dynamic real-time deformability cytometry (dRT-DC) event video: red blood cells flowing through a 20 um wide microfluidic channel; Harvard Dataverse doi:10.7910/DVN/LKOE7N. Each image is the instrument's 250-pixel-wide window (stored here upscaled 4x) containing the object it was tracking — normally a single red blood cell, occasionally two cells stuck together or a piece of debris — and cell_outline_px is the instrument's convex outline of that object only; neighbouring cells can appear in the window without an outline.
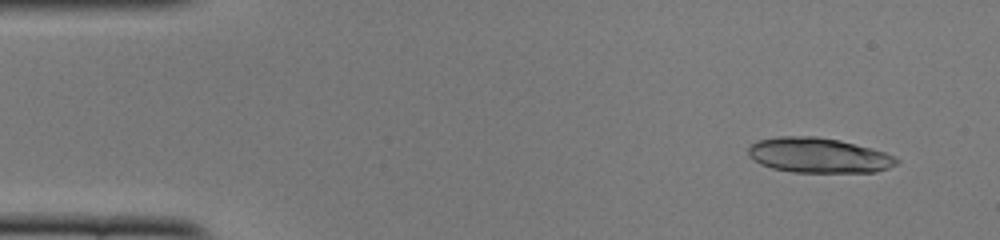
{"species": "common noctule bat (a hibernating species)", "species_latin": "Nyctalus noctula", "temperature_condition": "cold", "stored_images_in_passage": 49, "camera_frame_rate_fps": 3000, "um_per_image_px": 0.085, "animal": {"sex": "female", "body_mass_g": 22.0, "forearm_length_mm": 56.7}, "frame": {"image": 1, "passage_image": 3, "time_ms": 0.667, "image_size_px": [1000, 240], "cell_outline_px": [[900, 160], [896, 164], [888, 168], [876, 172], [792, 172], [772, 168], [760, 164], [752, 160], [748, 152], [748, 148], [756, 140], [776, 136], [816, 136], [840, 140], [884, 152]], "centroid_in_image_um": [69.53, 13.2], "position_along_channel_um": 15.5, "area_um2": 30.29}}
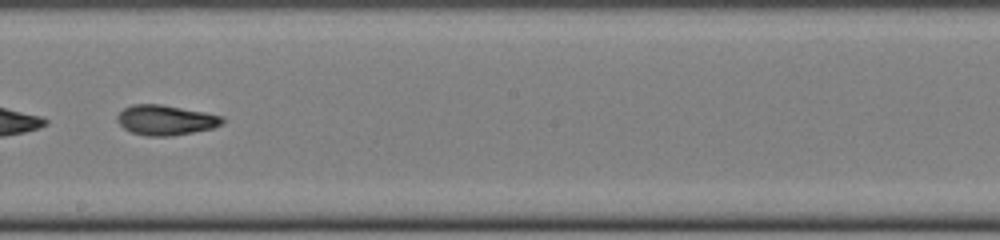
{"frame": {"image": 2, "passage_image": 28, "time_ms": 9.0, "image_size_px": [1000, 240], "cell_outline_px": [[224, 124], [212, 128], [172, 136], [148, 136], [132, 132], [124, 128], [116, 120], [116, 116], [124, 108], [132, 104], [160, 104], [204, 112], [224, 116]], "centroid_in_image_um": [14.09, 10.2], "position_along_channel_um": 234.1, "area_um2": 18.38}}
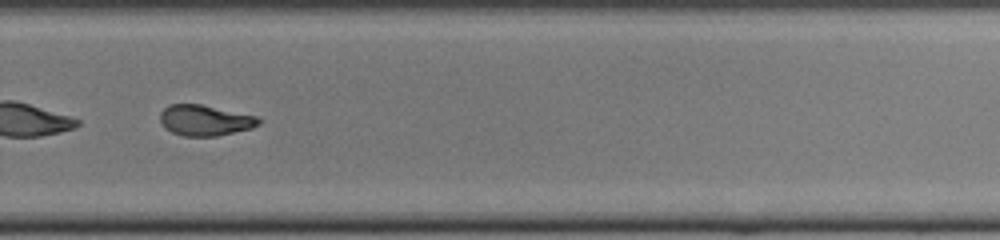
{"frame": {"image": 3, "passage_image": 34, "time_ms": 11.0, "image_size_px": [1000, 240], "cell_outline_px": [[264, 120], [260, 124], [252, 128], [216, 136], [184, 136], [172, 132], [164, 128], [160, 120], [160, 112], [168, 104], [200, 104], [256, 116]], "centroid_in_image_um": [17.42, 10.23], "position_along_channel_um": 312.4, "area_um2": 17.69}, "authors_computed_cell_mechanics": {"area_um2": 18.9006, "velocity_mm_per_s": 3.9104, "shape_relaxation_time_tau1_ms": 6.1965, "shape_relaxation_time_tau2_ms": 3.4257, "deformation_change_tau1": 0.1987, "deformation_change_tau2": 0.107}}